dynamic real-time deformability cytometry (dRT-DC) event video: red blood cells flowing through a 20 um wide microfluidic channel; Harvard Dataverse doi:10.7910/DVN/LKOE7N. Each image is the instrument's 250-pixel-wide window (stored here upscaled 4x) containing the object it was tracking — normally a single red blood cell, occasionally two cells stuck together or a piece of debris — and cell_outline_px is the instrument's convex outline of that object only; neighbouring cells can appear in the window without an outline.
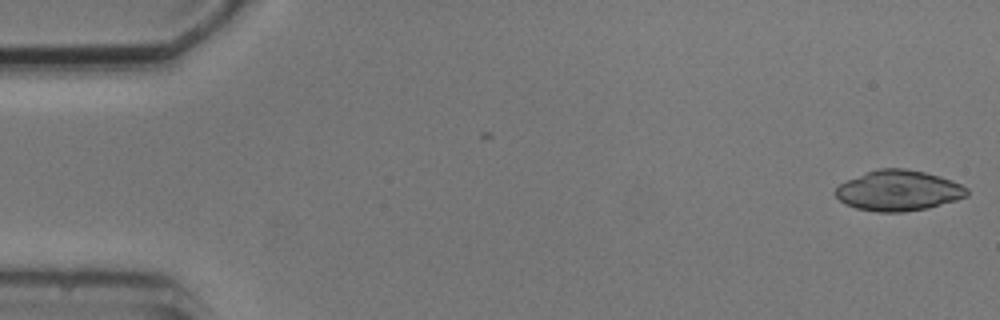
{"species": "common noctule bat (a hibernating species)", "species_latin": "Nyctalus noctula", "temperature_condition": "cold", "stored_images_in_passage": 4, "camera_frame_rate_fps": 3000, "um_per_image_px": 0.085, "animal": {"sex": "male", "body_mass_g": 20.5, "forearm_length_mm": 52.5}, "frame": {"image": 1, "passage_image": 1, "time_ms": 0.0, "image_size_px": [1000, 320], "cell_outline_px": [[968, 196], [956, 200], [928, 208], [904, 212], [876, 212], [856, 208], [844, 204], [836, 196], [836, 188], [840, 184], [848, 180], [868, 172], [880, 168], [904, 168], [924, 172], [940, 176], [952, 180], [968, 188]], "centroid_in_image_um": [76.39, 16.21], "position_along_channel_um": 8.6, "area_um2": 30.92}}